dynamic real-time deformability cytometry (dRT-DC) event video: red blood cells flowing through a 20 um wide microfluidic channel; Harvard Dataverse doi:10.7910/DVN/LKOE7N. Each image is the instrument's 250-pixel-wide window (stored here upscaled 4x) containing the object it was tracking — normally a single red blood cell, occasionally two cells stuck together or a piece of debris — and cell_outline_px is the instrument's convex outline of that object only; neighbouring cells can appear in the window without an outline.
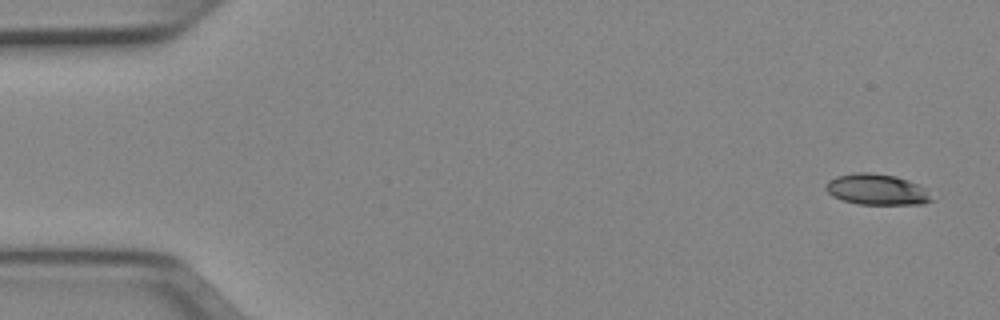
{"species": "Egyptian fruit bat (a non-hibernating species)", "species_latin": "Rousettus aegyptiacus", "temperature_condition": "cold", "stored_images_in_passage": 5, "camera_frame_rate_fps": 3000, "um_per_image_px": 0.085, "animal": {"sex": "female"}, "frame": {"image": 1, "passage_image": 1, "time_ms": 0.0, "image_size_px": [1000, 320], "cell_outline_px": [[936, 200], [924, 204], [856, 204], [832, 196], [824, 188], [828, 180], [836, 176], [856, 172], [872, 172], [896, 176], [920, 184]], "centroid_in_image_um": [74.55, 16.1], "position_along_channel_um": 10.4, "area_um2": 19.31}}